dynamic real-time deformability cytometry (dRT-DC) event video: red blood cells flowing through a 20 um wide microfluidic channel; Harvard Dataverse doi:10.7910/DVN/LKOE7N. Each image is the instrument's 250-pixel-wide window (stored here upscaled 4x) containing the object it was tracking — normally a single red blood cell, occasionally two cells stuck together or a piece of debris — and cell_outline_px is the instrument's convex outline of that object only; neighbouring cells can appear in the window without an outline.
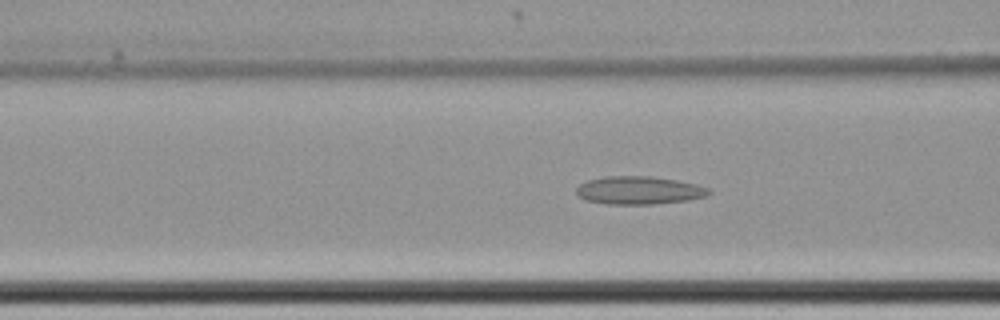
{"species": "common noctule bat (a hibernating species)", "species_latin": "Nyctalus noctula", "temperature_condition": "cold", "stored_images_in_passage": 65, "camera_frame_rate_fps": 3000, "um_per_image_px": 0.085, "animal": {"sex": "female", "body_mass_g": 22.7, "forearm_length_mm": 54.2}, "frame": {"image": 1, "passage_image": 29, "time_ms": 9.333, "image_size_px": [1000, 320], "cell_outline_px": [[712, 192], [708, 196], [688, 200], [652, 204], [604, 204], [584, 200], [576, 192], [576, 188], [580, 184], [588, 180], [604, 176], [652, 176], [676, 180], [696, 184], [708, 188]], "centroid_in_image_um": [54.31, 16.18], "position_along_channel_um": 112.3, "area_um2": 21.73}}
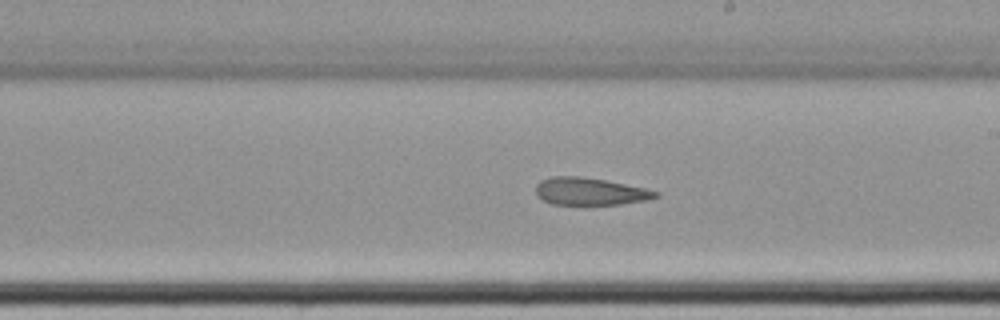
{"frame": {"image": 2, "passage_image": 40, "time_ms": 13.0, "image_size_px": [1000, 320], "cell_outline_px": [[660, 196], [648, 200], [620, 204], [552, 204], [536, 196], [536, 184], [540, 180], [552, 176], [580, 176], [604, 180], [644, 188], [660, 192]], "centroid_in_image_um": [50.14, 16.27], "position_along_channel_um": 238.9, "area_um2": 19.07}}
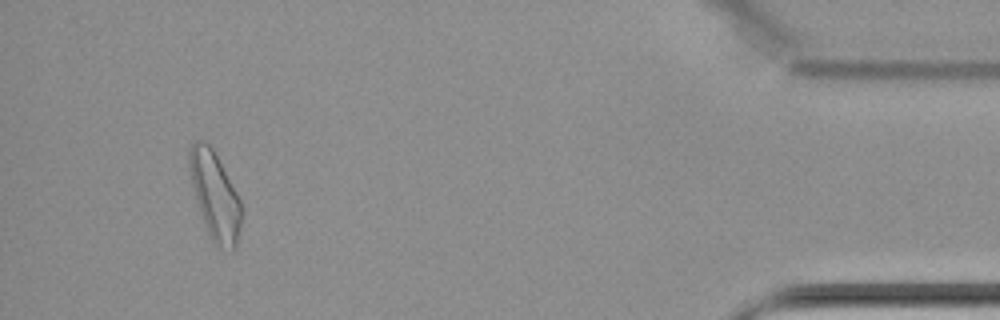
{"frame": {"image": 3, "passage_image": 61, "time_ms": 20.0, "image_size_px": [1000, 320], "cell_outline_px": [[244, 216], [236, 244], [232, 252], [216, 248], [208, 232], [200, 212], [192, 184], [188, 168], [188, 148], [192, 140], [200, 140], [208, 144], [212, 148], [236, 192], [240, 200], [244, 212]], "centroid_in_image_um": [18.28, 16.67], "position_along_channel_um": 416.9, "area_um2": 26.82}, "authors_computed_cell_mechanics": {"area_um2": 22.831, "velocity_mm_per_s": 3.4586, "shape_relaxation_time_tau1_ms": null, "shape_relaxation_time_tau2_ms": 3.7765, "deformation_change_tau1": null, "deformation_change_tau2": 0.1332}}